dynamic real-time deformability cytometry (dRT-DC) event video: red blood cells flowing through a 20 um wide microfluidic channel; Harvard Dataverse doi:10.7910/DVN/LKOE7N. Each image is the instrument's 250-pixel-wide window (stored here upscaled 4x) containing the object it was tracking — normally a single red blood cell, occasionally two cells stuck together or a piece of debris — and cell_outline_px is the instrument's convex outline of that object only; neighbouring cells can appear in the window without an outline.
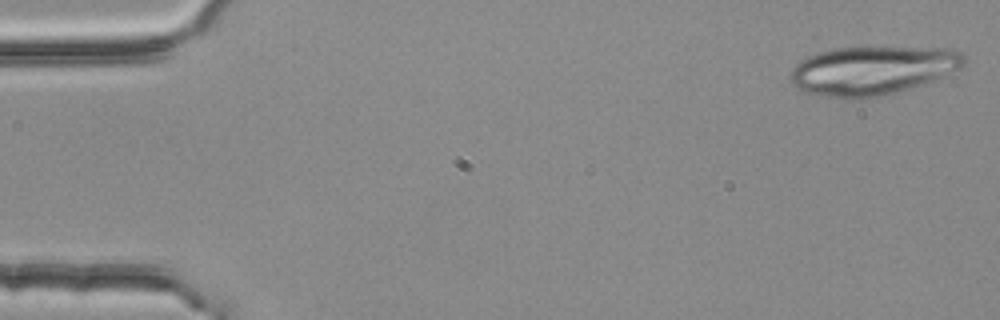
{"species": "common noctule bat (a hibernating species)", "species_latin": "Nyctalus noctula", "temperature_condition": "room temperature", "stored_images_in_passage": 52, "segment_of_instrument_passage": [1, 2], "camera_frame_rate_fps": 3000, "um_per_image_px": 0.085, "animal": {"sex": "female", "body_mass_g": 25.1}, "frame": {"image": 1, "passage_image": 1, "time_ms": 0.0, "image_size_px": [1000, 320], "cell_outline_px": [[964, 64], [960, 68], [932, 80], [908, 88], [860, 100], [848, 100], [820, 96], [804, 92], [796, 88], [792, 84], [788, 76], [792, 68], [800, 60], [808, 56], [820, 52], [836, 48], [948, 48], [960, 52], [964, 56]], "centroid_in_image_um": [74.05, 6.01], "position_along_channel_um": 10.9, "area_um2": 49.07}}